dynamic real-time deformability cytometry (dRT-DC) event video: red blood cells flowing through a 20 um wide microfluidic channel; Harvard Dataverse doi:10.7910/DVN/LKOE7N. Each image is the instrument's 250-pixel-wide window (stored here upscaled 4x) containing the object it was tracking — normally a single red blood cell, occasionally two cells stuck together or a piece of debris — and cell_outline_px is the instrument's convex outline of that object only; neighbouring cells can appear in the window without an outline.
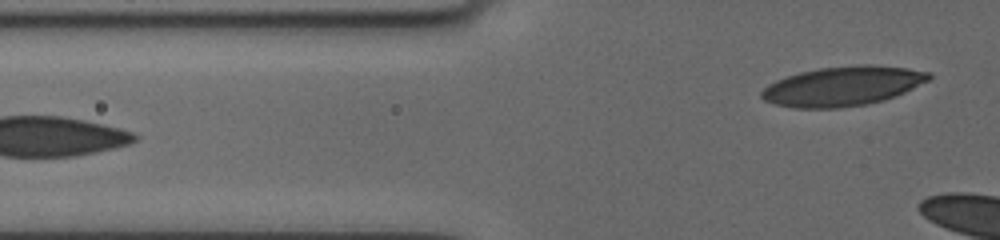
{"species": "human", "species_latin": "Homo sapiens", "temperature_condition": "cold", "stored_images_in_passage": 5, "segment_of_instrument_passage": [2, 2], "camera_frame_rate_fps": 3000, "um_per_image_px": 0.085, "donor": {"sex": "female"}, "frame": {"image": 1, "passage_image": 5, "time_ms": 3.667, "image_size_px": [1000, 240], "cell_outline_px": [[932, 76], [928, 80], [896, 96], [884, 100], [864, 104], [840, 108], [792, 108], [776, 104], [764, 100], [760, 96], [760, 92], [768, 84], [776, 80], [800, 72], [820, 68], [860, 64], [872, 64], [908, 68], [928, 72]], "centroid_in_image_um": [71.61, 7.32], "position_along_channel_um": 54.2, "area_um2": 38.44}}